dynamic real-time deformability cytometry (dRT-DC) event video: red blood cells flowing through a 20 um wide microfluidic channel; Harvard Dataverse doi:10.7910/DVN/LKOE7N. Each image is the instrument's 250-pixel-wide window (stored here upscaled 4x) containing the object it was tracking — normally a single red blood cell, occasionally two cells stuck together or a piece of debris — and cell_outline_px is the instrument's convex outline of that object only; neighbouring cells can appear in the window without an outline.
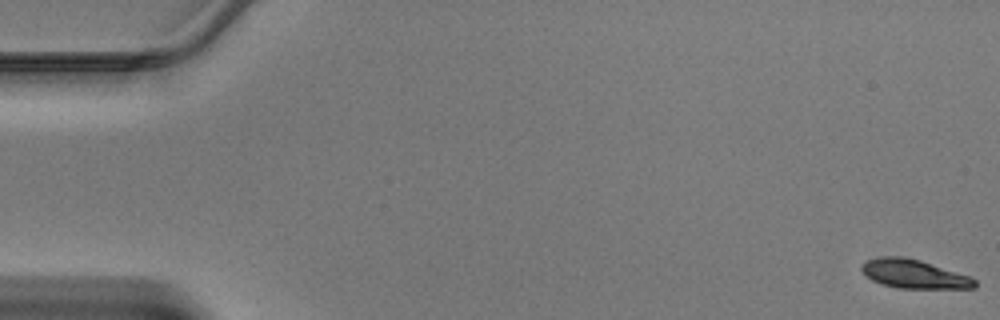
{"species": "Egyptian fruit bat (a non-hibernating species)", "species_latin": "Rousettus aegyptiacus", "temperature_condition": "warm", "stored_images_in_passage": 47, "camera_frame_rate_fps": 3000, "um_per_image_px": 0.085, "animal": {"sex": "male"}, "frame": {"image": 1, "passage_image": 1, "time_ms": 0.0, "image_size_px": [1000, 320], "cell_outline_px": [[976, 288], [900, 288], [884, 284], [872, 280], [864, 276], [860, 268], [860, 264], [868, 260], [880, 256], [900, 256], [920, 260], [968, 276], [976, 280]], "centroid_in_image_um": [77.63, 23.28], "position_along_channel_um": 7.4, "area_um2": 18.79}}
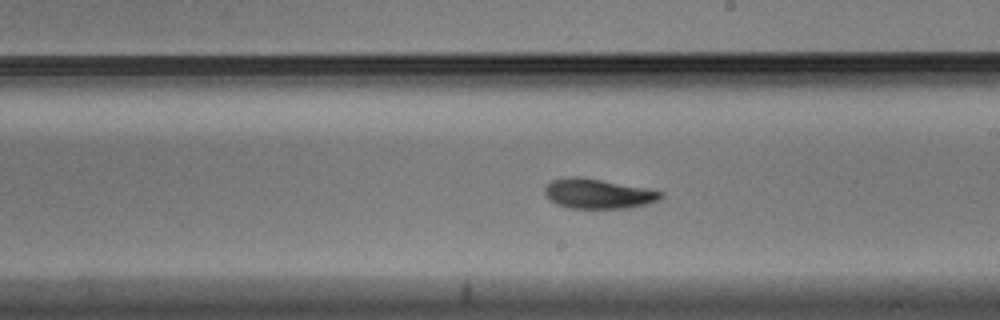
{"frame": {"image": 2, "passage_image": 27, "time_ms": 8.667, "image_size_px": [1000, 320], "cell_outline_px": [[664, 196], [648, 204], [628, 208], [568, 208], [556, 204], [544, 192], [544, 188], [552, 180], [564, 176], [580, 176], [644, 188], [664, 192]], "centroid_in_image_um": [50.81, 16.46], "position_along_channel_um": 238.2, "area_um2": 20.06}}
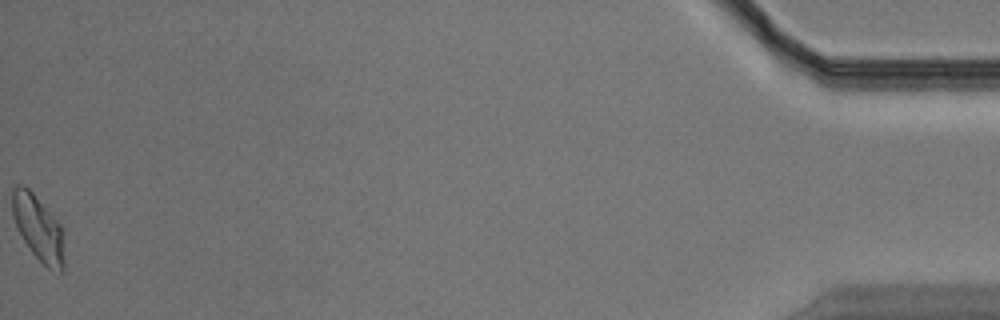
{"frame": {"image": 3, "passage_image": 47, "time_ms": 15.333, "image_size_px": [1000, 320], "cell_outline_px": [[64, 272], [60, 272], [48, 268], [32, 252], [24, 240], [12, 216], [12, 188], [16, 184], [24, 184], [32, 192], [60, 224], [64, 256]], "centroid_in_image_um": [3.24, 19.36], "position_along_channel_um": 432.0, "area_um2": 19.42}}